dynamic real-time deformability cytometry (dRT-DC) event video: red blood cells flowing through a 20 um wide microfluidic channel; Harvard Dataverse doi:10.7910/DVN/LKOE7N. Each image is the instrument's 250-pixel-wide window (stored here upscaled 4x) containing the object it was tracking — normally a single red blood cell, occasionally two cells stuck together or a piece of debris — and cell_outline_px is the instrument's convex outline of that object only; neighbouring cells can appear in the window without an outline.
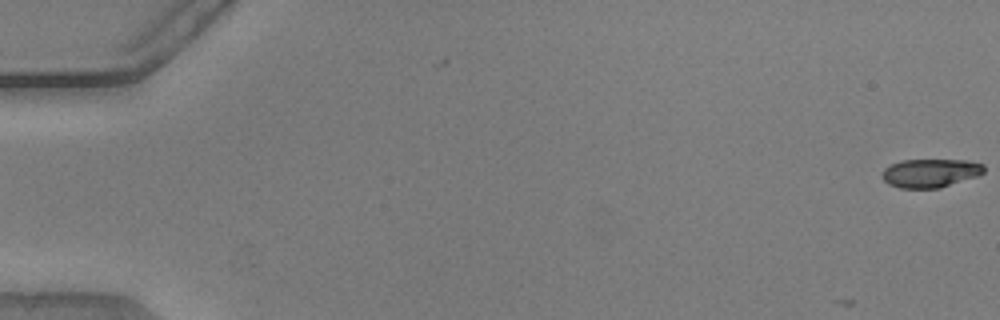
{"species": "common noctule bat (a hibernating species)", "species_latin": "Nyctalus noctula", "temperature_condition": "warm", "stored_images_in_passage": 2, "camera_frame_rate_fps": 3000, "um_per_image_px": 0.085, "animal": {"sex": "male", "body_mass_g": 20.5, "forearm_length_mm": 52.5}, "frame": {"image": 1, "passage_image": 2, "time_ms": 0.333, "image_size_px": [1000, 320], "cell_outline_px": [[984, 172], [976, 176], [940, 188], [900, 188], [888, 184], [884, 180], [884, 168], [892, 164], [904, 160], [968, 160], [984, 164]], "centroid_in_image_um": [79.11, 14.71], "position_along_channel_um": 5.9, "area_um2": 16.76}}